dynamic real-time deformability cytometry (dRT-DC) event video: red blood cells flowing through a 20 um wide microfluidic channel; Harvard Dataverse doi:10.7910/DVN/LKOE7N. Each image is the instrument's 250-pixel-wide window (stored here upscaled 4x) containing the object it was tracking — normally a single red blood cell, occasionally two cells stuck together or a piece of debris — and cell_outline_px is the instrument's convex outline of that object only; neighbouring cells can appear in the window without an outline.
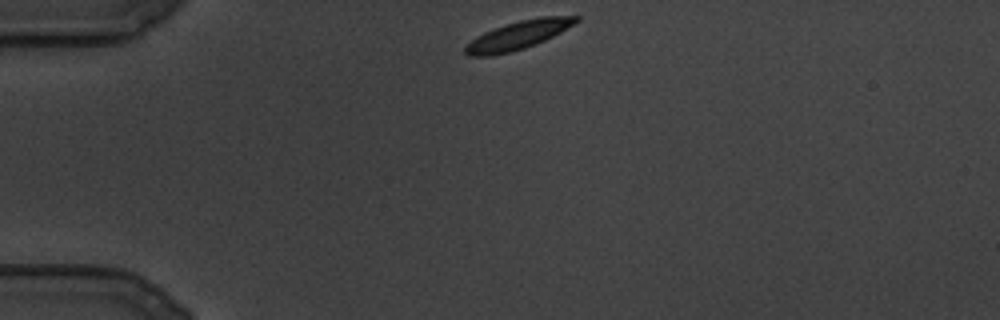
{"species": "common noctule bat (a hibernating species)", "species_latin": "Nyctalus noctula", "temperature_condition": "cold", "stored_images_in_passage": 84, "camera_frame_rate_fps": 3000, "um_per_image_px": 0.085, "animal": {"sex": "male", "body_mass_g": 19.5, "forearm_length_mm": 54.6}, "frame": {"image": 1, "passage_image": 1, "time_ms": 0.0, "image_size_px": [1000, 320], "cell_outline_px": [[580, 20], [560, 32], [536, 44], [512, 52], [492, 56], [468, 56], [464, 52], [464, 48], [476, 36], [484, 32], [504, 24], [520, 20], [544, 16], [580, 16]], "centroid_in_image_um": [44.02, 3.0], "position_along_channel_um": 41.0, "area_um2": 18.26}}
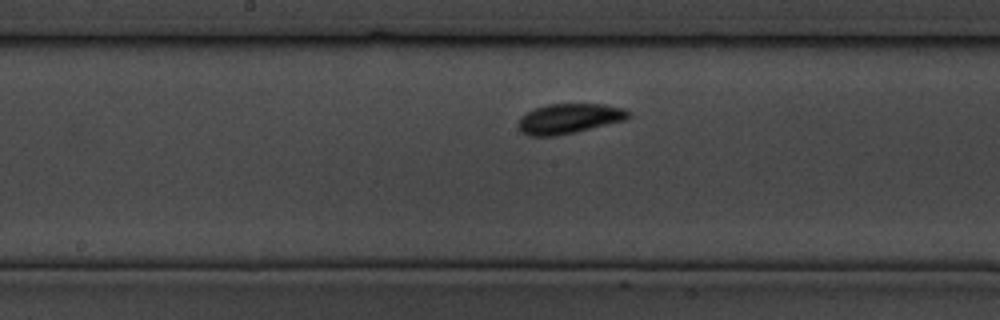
{"frame": {"image": 2, "passage_image": 36, "time_ms": 11.667, "image_size_px": [1000, 320], "cell_outline_px": [[632, 116], [624, 120], [576, 132], [556, 136], [528, 136], [520, 132], [516, 124], [520, 116], [536, 108], [548, 104], [604, 104], [624, 108]], "centroid_in_image_um": [48.33, 10.09], "position_along_channel_um": 199.9, "area_um2": 19.36}}
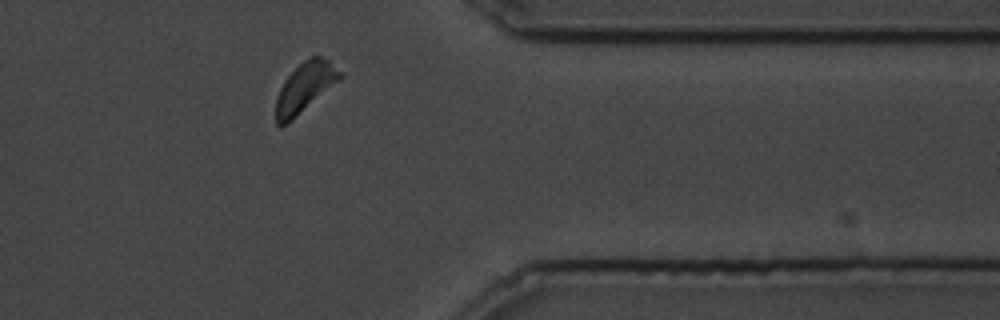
{"frame": {"image": 3, "passage_image": 71, "time_ms": 23.333, "image_size_px": [1000, 320], "cell_outline_px": [[344, 76], [340, 80], [288, 124], [280, 128], [276, 124], [276, 96], [284, 80], [304, 60], [312, 56], [320, 56], [328, 60]], "centroid_in_image_um": [25.9, 7.47], "position_along_channel_um": 385.5, "area_um2": 18.5}}